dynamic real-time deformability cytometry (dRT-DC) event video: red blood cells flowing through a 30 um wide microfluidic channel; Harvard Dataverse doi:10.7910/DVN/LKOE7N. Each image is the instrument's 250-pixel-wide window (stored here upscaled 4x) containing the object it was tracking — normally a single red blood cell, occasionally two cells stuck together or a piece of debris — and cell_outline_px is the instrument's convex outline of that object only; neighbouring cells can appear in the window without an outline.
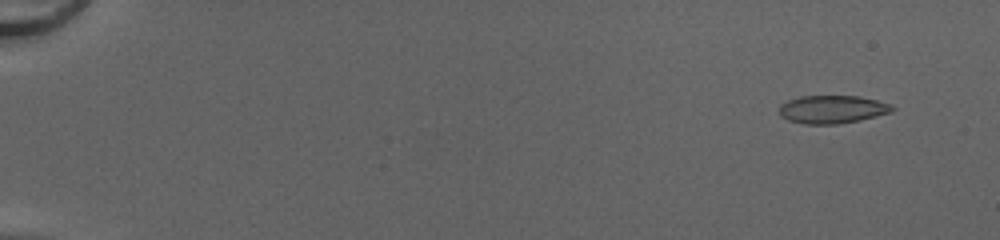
{"species": "common noctule bat (a hibernating species)", "species_latin": "Nyctalus noctula", "temperature_condition": "cold", "stored_images_in_passage": 48, "camera_frame_rate_fps": 3000, "um_per_image_px": 0.085, "animal": {"sex": "female", "body_mass_g": 20.0, "forearm_length_mm": 54.0}, "frame": {"image": 1, "passage_image": 1, "time_ms": 0.0, "image_size_px": [1000, 240], "cell_outline_px": [[896, 108], [888, 112], [856, 120], [836, 124], [804, 124], [788, 120], [780, 116], [780, 108], [788, 100], [800, 96], [856, 96], [876, 100], [892, 104]], "centroid_in_image_um": [70.71, 9.29], "position_along_channel_um": 14.3, "area_um2": 18.03}}
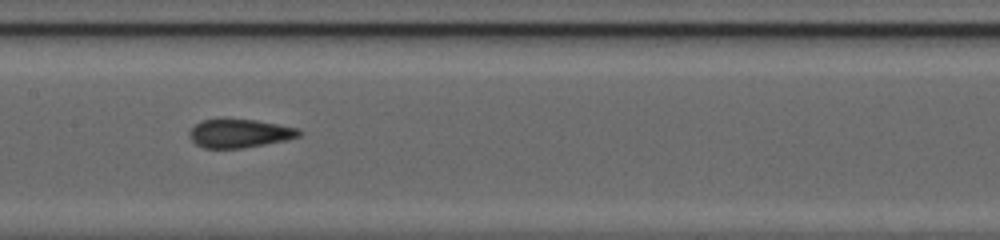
{"frame": {"image": 2, "passage_image": 25, "time_ms": 8.0, "image_size_px": [1000, 240], "cell_outline_px": [[304, 132], [300, 136], [284, 140], [244, 148], [204, 148], [196, 144], [188, 136], [188, 132], [200, 120], [256, 120], [300, 128]], "centroid_in_image_um": [20.38, 11.34], "position_along_channel_um": 187.0, "area_um2": 18.09}}
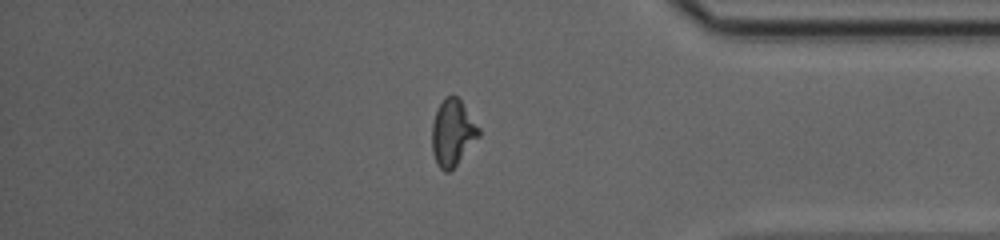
{"frame": {"image": 3, "passage_image": 41, "time_ms": 13.333, "image_size_px": [1000, 240], "cell_outline_px": [[480, 136], [456, 164], [448, 172], [444, 172], [440, 168], [432, 152], [432, 124], [436, 112], [444, 96], [456, 96], [460, 100], [480, 128]], "centroid_in_image_um": [38.47, 11.27], "position_along_channel_um": 396.7, "area_um2": 17.8}, "authors_computed_cell_mechanics": {"area_um2": 18.1492, "velocity_mm_per_s": 4.2398, "shape_relaxation_time_tau1_ms": null, "shape_relaxation_time_tau2_ms": 0.8884, "deformation_change_tau1": null, "deformation_change_tau2": 0.0641}}